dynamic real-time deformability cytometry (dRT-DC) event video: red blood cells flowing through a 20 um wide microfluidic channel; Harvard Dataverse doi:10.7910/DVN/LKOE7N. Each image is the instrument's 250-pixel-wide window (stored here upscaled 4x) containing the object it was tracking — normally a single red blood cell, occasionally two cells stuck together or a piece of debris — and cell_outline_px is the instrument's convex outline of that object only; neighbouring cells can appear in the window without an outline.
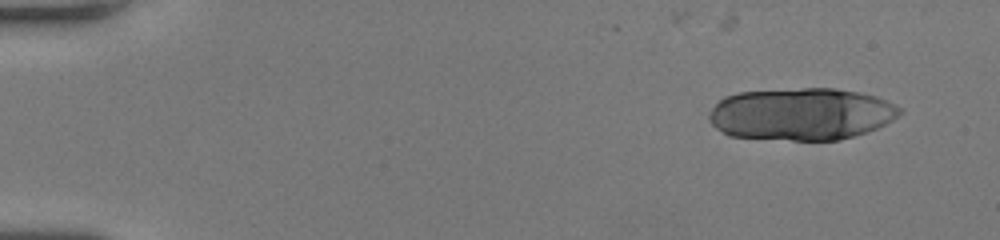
{"species": "human", "species_latin": "Homo sapiens", "temperature_condition": "room temperature", "stored_images_in_passage": 45, "camera_frame_rate_fps": 3000, "um_per_image_px": 0.085, "donor": {"sex": "female"}, "frame": {"image": 1, "passage_image": 4, "time_ms": 1.0, "image_size_px": [1000, 240], "cell_outline_px": [[904, 112], [892, 120], [876, 128], [840, 140], [792, 140], [728, 136], [716, 128], [708, 120], [708, 116], [712, 108], [724, 96], [740, 92], [804, 88], [836, 88], [860, 92], [876, 96], [904, 108]], "centroid_in_image_um": [68.12, 9.69], "position_along_channel_um": 16.9, "area_um2": 58.2}}
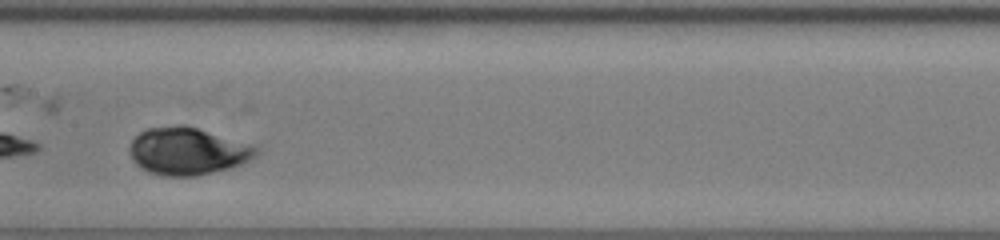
{"frame": {"image": 2, "passage_image": 29, "time_ms": 9.333, "image_size_px": [1000, 240], "cell_outline_px": [[260, 152], [256, 156], [244, 164], [232, 168], [196, 176], [164, 176], [148, 172], [140, 168], [132, 160], [128, 152], [128, 148], [132, 140], [140, 132], [148, 128], [176, 124], [184, 124], [260, 144]], "centroid_in_image_um": [16.04, 12.83], "position_along_channel_um": 191.4, "area_um2": 36.3}}
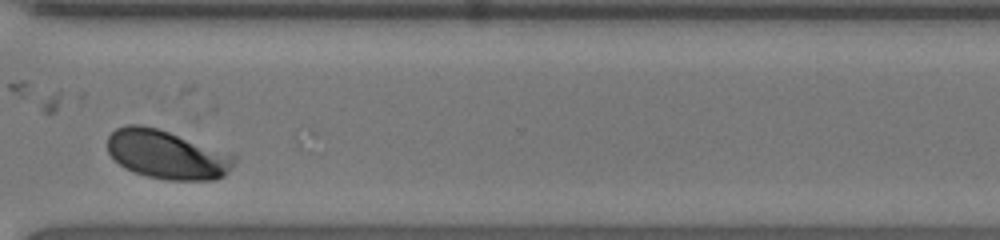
{"frame": {"image": 3, "passage_image": 42, "time_ms": 13.667, "image_size_px": [1000, 240], "cell_outline_px": [[236, 160], [228, 172], [224, 176], [216, 180], [168, 180], [148, 176], [132, 172], [124, 168], [108, 152], [108, 136], [116, 128], [128, 124], [140, 124], [156, 128], [168, 132], [236, 156]], "centroid_in_image_um": [14.16, 13.15], "position_along_channel_um": 356.4, "area_um2": 35.6}, "authors_computed_cell_mechanics": {"area_um2": 36.2984, "velocity_mm_per_s": 3.7662, "shape_relaxation_time_tau1_ms": 3.0979, "shape_relaxation_time_tau2_ms": null, "deformation_change_tau1": 0.1341, "deformation_change_tau2": null}}